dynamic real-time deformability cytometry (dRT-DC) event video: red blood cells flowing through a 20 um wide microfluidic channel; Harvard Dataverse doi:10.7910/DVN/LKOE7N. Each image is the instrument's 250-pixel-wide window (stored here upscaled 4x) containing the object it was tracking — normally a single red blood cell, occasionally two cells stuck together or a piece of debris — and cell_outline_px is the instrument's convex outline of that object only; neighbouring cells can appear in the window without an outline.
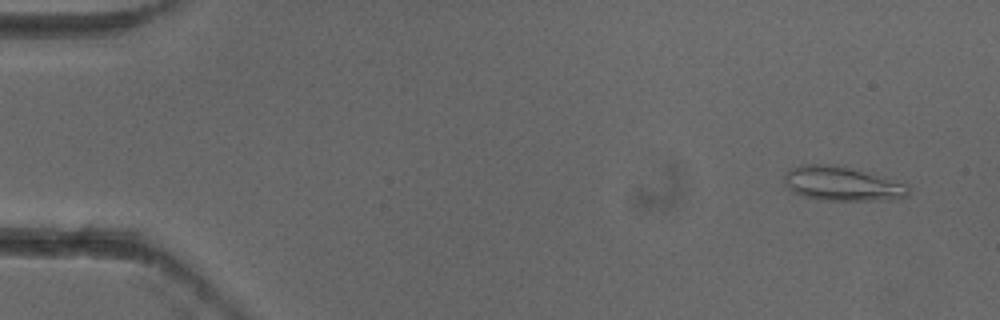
{"species": "common noctule bat (a hibernating species)", "species_latin": "Nyctalus noctula", "temperature_condition": "cold", "stored_images_in_passage": 7, "camera_frame_rate_fps": 3000, "um_per_image_px": 0.085, "animal": {"sex": "female"}, "frame": {"image": 1, "passage_image": 2, "time_ms": 0.333, "image_size_px": [1000, 320], "cell_outline_px": [[908, 196], [892, 200], [824, 200], [804, 196], [792, 192], [784, 184], [784, 176], [792, 168], [800, 164], [816, 164], [848, 168], [908, 184]], "centroid_in_image_um": [71.56, 15.64], "position_along_channel_um": 13.4, "area_um2": 24.28}}
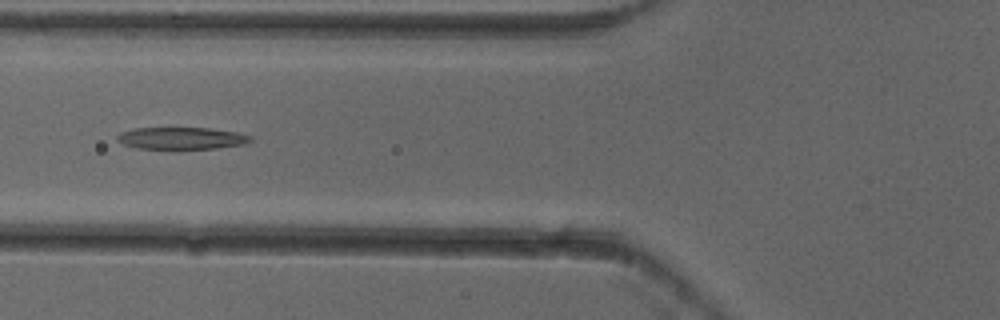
{"frame": {"image": 2, "passage_image": 6, "time_ms": 1.667, "image_size_px": [1000, 320], "cell_outline_px": [[252, 140], [244, 144], [216, 148], [136, 148], [124, 144], [116, 140], [116, 136], [120, 132], [136, 128], [208, 128], [236, 132], [252, 136]], "centroid_in_image_um": [15.41, 11.74], "position_along_channel_um": 110.4, "area_um2": 16.88}}
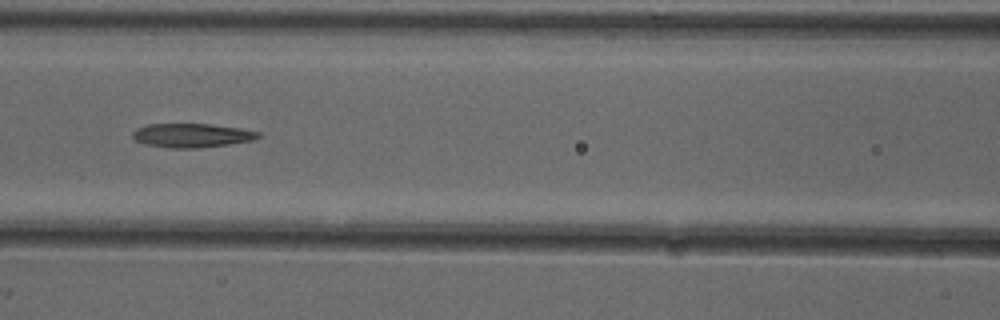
{"frame": {"image": 3, "passage_image": 7, "time_ms": 2.0, "image_size_px": [1000, 320], "cell_outline_px": [[260, 136], [252, 140], [228, 144], [200, 148], [172, 148], [144, 144], [136, 140], [132, 136], [132, 132], [136, 128], [148, 124], [208, 124], [240, 128], [260, 132]], "centroid_in_image_um": [16.27, 11.51], "position_along_channel_um": 150.3, "area_um2": 17.46}}